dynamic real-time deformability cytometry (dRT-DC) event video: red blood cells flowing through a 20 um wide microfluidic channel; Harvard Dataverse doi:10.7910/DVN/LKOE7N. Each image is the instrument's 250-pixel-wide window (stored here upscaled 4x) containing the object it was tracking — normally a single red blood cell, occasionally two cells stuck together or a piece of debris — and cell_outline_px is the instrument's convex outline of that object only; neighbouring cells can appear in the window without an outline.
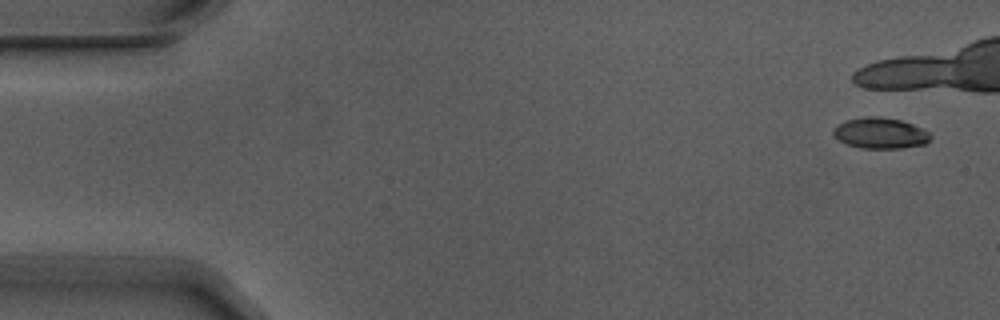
{"species": "Egyptian fruit bat (a non-hibernating species)", "species_latin": "Rousettus aegyptiacus", "temperature_condition": "warm", "stored_images_in_passage": 2, "camera_frame_rate_fps": 3000, "um_per_image_px": 0.085, "animal": {"sex": "male"}, "frame": {"image": 1, "passage_image": 1, "time_ms": 0.0, "image_size_px": [1000, 320], "cell_outline_px": [[932, 136], [924, 144], [900, 148], [860, 148], [848, 144], [840, 140], [832, 132], [832, 128], [848, 120], [864, 116], [876, 116], [900, 120], [912, 124], [928, 132]], "centroid_in_image_um": [74.82, 11.31], "position_along_channel_um": 10.2, "area_um2": 17.17}}